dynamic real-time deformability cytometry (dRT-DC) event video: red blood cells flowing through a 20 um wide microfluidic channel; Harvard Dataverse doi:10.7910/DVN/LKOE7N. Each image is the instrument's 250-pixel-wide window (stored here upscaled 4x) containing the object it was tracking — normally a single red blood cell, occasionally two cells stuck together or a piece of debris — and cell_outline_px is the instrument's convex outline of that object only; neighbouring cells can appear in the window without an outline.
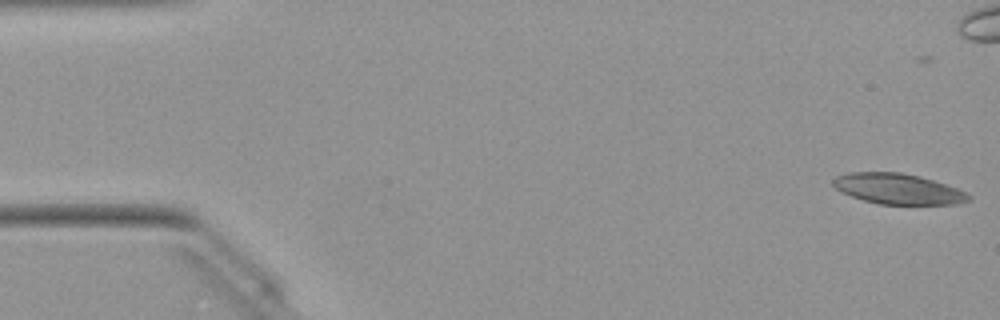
{"species": "Egyptian fruit bat (a non-hibernating species)", "species_latin": "Rousettus aegyptiacus", "temperature_condition": "warm", "stored_images_in_passage": 51, "camera_frame_rate_fps": 3000, "um_per_image_px": 0.085, "animal": {"sex": "female"}, "frame": {"image": 1, "passage_image": 1, "time_ms": 0.0, "image_size_px": [1000, 320], "cell_outline_px": [[972, 200], [956, 204], [880, 204], [864, 200], [852, 196], [836, 188], [832, 184], [832, 180], [836, 176], [852, 172], [900, 172], [920, 176], [956, 188], [972, 196]], "centroid_in_image_um": [76.34, 16.05], "position_along_channel_um": 8.7, "area_um2": 23.87}}
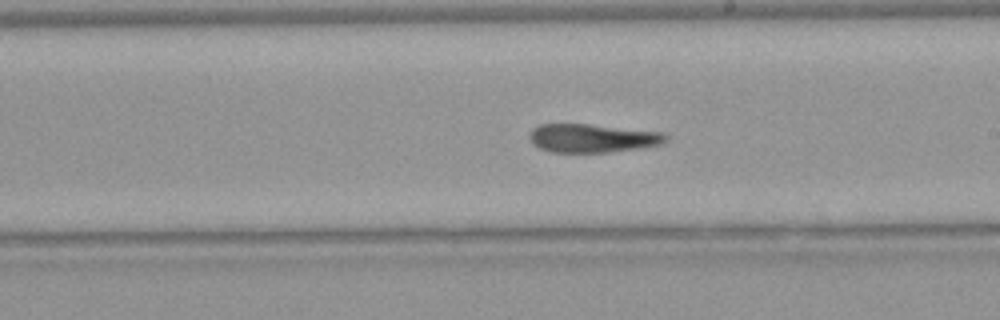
{"frame": {"image": 2, "passage_image": 28, "time_ms": 9.0, "image_size_px": [1000, 320], "cell_outline_px": [[668, 140], [664, 144], [640, 148], [608, 152], [552, 152], [540, 148], [532, 144], [528, 136], [532, 128], [540, 124], [588, 124], [664, 132], [668, 136]], "centroid_in_image_um": [50.37, 11.74], "position_along_channel_um": 238.6, "area_um2": 22.83}}
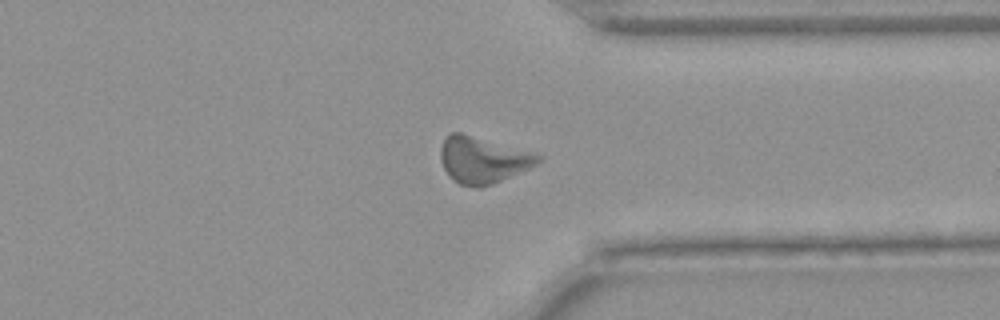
{"frame": {"image": 3, "passage_image": 38, "time_ms": 12.333, "image_size_px": [1000, 320], "cell_outline_px": [[544, 160], [528, 168], [492, 184], [480, 188], [476, 188], [460, 184], [452, 180], [444, 168], [440, 160], [440, 148], [444, 140], [452, 132], [460, 132], [532, 152], [544, 156]], "centroid_in_image_um": [41.03, 13.6], "position_along_channel_um": 370.4, "area_um2": 26.24}, "authors_computed_cell_mechanics": {"area_um2": 24.2182, "velocity_mm_per_s": 4.0324, "shape_relaxation_time_tau1_ms": 9.3776, "shape_relaxation_time_tau2_ms": 5.307, "deformation_change_tau1": 0.1395, "deformation_change_tau2": 0.1858}}